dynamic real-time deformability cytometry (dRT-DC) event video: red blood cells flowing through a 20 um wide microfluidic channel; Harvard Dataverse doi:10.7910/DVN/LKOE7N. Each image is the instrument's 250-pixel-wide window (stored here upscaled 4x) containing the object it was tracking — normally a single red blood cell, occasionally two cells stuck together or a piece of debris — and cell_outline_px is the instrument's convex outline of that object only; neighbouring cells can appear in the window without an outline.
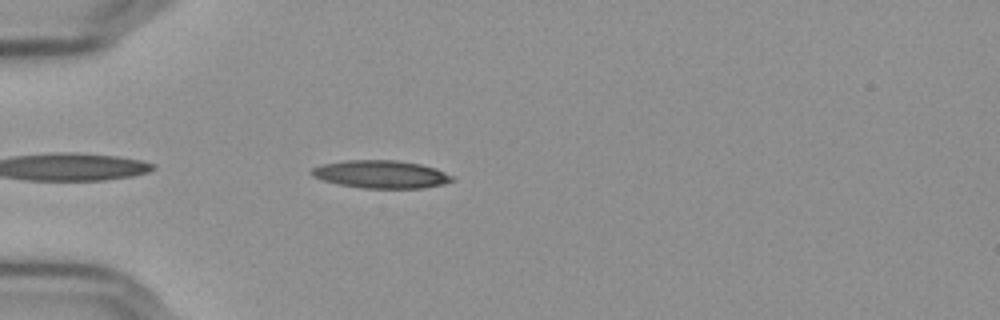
{"species": "Egyptian fruit bat (a non-hibernating species)", "species_latin": "Rousettus aegyptiacus", "temperature_condition": "cold", "stored_images_in_passage": 42, "camera_frame_rate_fps": 3000, "um_per_image_px": 0.085, "frame": {"image": 1, "passage_image": 3, "time_ms": 0.667, "image_size_px": [1000, 320], "cell_outline_px": [[456, 180], [444, 184], [424, 188], [364, 188], [340, 184], [324, 180], [312, 176], [308, 172], [312, 168], [324, 164], [344, 160], [396, 160], [420, 164], [436, 168], [456, 176]], "centroid_in_image_um": [32.45, 14.81], "position_along_channel_um": 52.6, "area_um2": 22.95}}
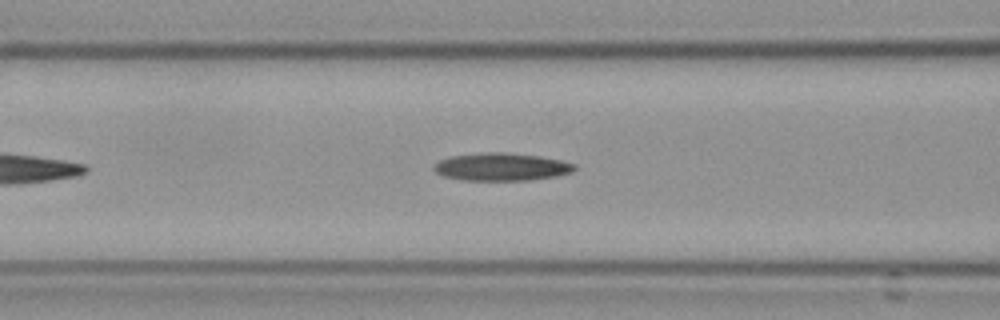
{"frame": {"image": 2, "passage_image": 10, "time_ms": 3.0, "image_size_px": [1000, 320], "cell_outline_px": [[576, 168], [572, 172], [556, 176], [528, 180], [460, 180], [444, 176], [436, 172], [432, 168], [440, 160], [452, 156], [488, 152], [504, 152], [540, 156], [560, 160], [576, 164]], "centroid_in_image_um": [42.64, 14.18], "position_along_channel_um": 124.0, "area_um2": 22.6}}
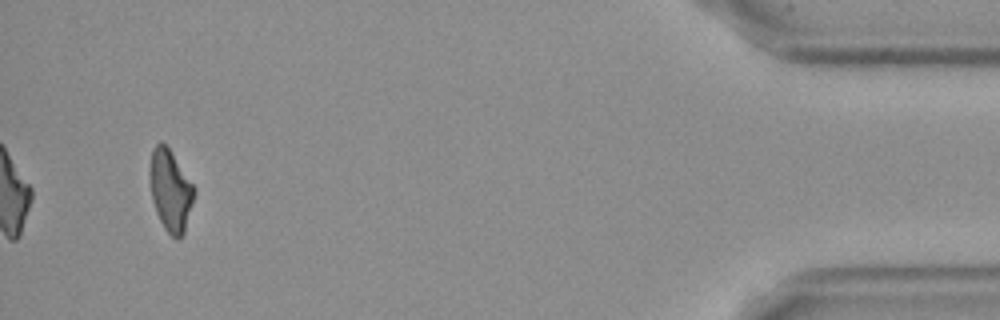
{"frame": {"image": 3, "passage_image": 40, "time_ms": 13.0, "image_size_px": [1000, 320], "cell_outline_px": [[196, 192], [184, 232], [176, 240], [164, 228], [156, 212], [152, 200], [152, 148], [160, 140], [168, 148], [196, 188]], "centroid_in_image_um": [14.53, 16.23], "position_along_channel_um": 420.7, "area_um2": 20.35}}